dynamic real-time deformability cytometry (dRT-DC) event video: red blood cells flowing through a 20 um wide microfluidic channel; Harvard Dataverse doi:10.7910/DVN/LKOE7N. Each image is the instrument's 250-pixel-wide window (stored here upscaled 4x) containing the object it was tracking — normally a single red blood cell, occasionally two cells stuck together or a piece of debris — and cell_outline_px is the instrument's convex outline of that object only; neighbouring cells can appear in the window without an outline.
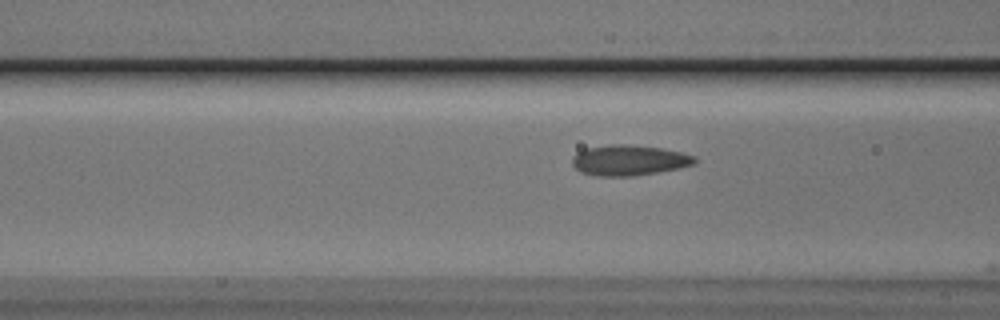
{"species": "Egyptian fruit bat (a non-hibernating species)", "species_latin": "Rousettus aegyptiacus", "temperature_condition": "cold", "stored_images_in_passage": 33, "camera_frame_rate_fps": 3000, "um_per_image_px": 0.085, "animal": {"sex": "male"}, "frame": {"image": 1, "passage_image": 7, "time_ms": 2.0, "image_size_px": [1000, 320], "cell_outline_px": [[696, 164], [656, 172], [628, 176], [600, 176], [580, 172], [572, 164], [572, 156], [584, 148], [612, 144], [624, 144], [660, 148], [680, 152], [696, 156]], "centroid_in_image_um": [53.43, 13.61], "position_along_channel_um": 113.2, "area_um2": 21.56}}
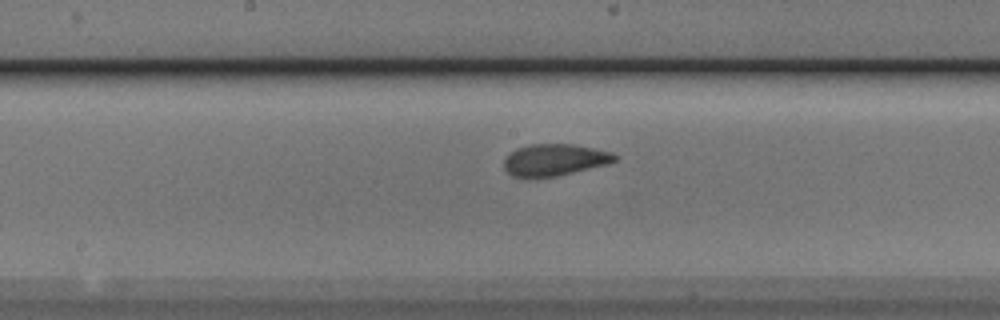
{"frame": {"image": 2, "passage_image": 14, "time_ms": 4.333, "image_size_px": [1000, 320], "cell_outline_px": [[616, 160], [604, 164], [556, 176], [512, 176], [504, 168], [504, 160], [516, 148], [528, 144], [572, 144], [612, 152], [616, 156]], "centroid_in_image_um": [47.1, 13.56], "position_along_channel_um": 201.1, "area_um2": 19.88}}
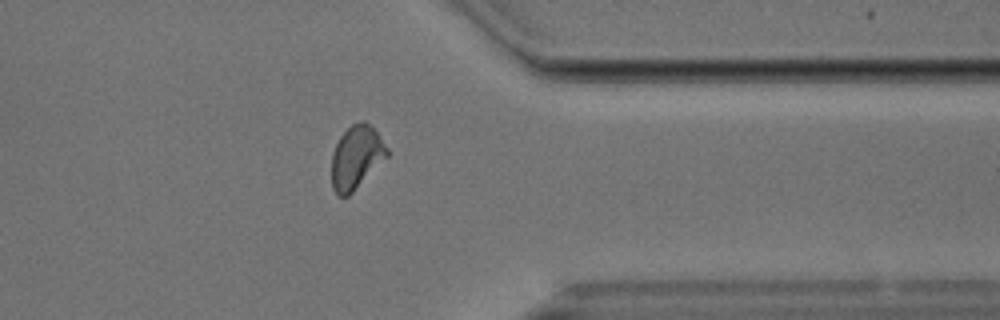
{"frame": {"image": 3, "passage_image": 29, "time_ms": 9.333, "image_size_px": [1000, 320], "cell_outline_px": [[388, 156], [348, 196], [340, 196], [332, 188], [332, 152], [340, 136], [352, 124], [360, 120], [364, 120], [376, 132], [388, 148]], "centroid_in_image_um": [30.27, 13.36], "position_along_channel_um": 381.1, "area_um2": 20.11}}